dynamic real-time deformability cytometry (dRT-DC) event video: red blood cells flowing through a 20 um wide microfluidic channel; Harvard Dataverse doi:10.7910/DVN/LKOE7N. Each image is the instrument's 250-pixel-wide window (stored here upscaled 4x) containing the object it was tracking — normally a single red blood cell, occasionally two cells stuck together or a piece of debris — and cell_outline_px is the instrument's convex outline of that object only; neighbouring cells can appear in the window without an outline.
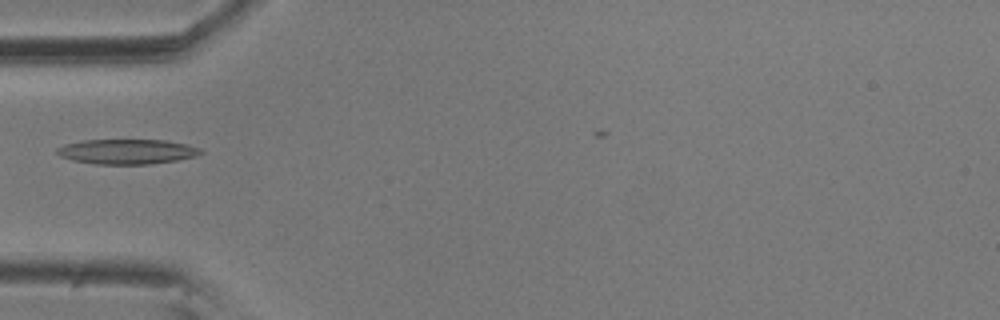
{"species": "common noctule bat (a hibernating species)", "species_latin": "Nyctalus noctula", "temperature_condition": "room temperature", "stored_images_in_passage": 6, "camera_frame_rate_fps": 3000, "um_per_image_px": 0.085, "animal": {"sex": "male", "body_mass_g": 20.5, "forearm_length_mm": 52.5}, "frame": {"image": 1, "passage_image": 6, "time_ms": 1.667, "image_size_px": [1000, 320], "cell_outline_px": [[204, 152], [196, 156], [176, 160], [148, 164], [96, 164], [72, 160], [60, 156], [56, 152], [56, 148], [64, 144], [84, 140], [168, 140], [188, 144], [200, 148]], "centroid_in_image_um": [10.8, 12.88], "position_along_channel_um": 74.2, "area_um2": 20.92}}